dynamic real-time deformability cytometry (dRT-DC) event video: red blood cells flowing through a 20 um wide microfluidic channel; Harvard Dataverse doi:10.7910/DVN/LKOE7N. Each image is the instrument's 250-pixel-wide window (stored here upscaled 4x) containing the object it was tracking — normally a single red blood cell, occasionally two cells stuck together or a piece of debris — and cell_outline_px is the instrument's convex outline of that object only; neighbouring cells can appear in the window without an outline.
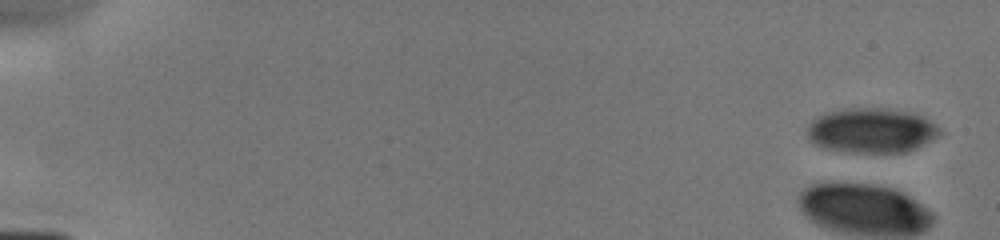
{"species": "human", "species_latin": "Homo sapiens", "temperature_condition": "cold", "stored_images_in_passage": 7, "camera_frame_rate_fps": 3000, "um_per_image_px": 0.085, "donor": {"sex": "male"}, "frame": {"image": 1, "passage_image": 1, "time_ms": 0.0, "image_size_px": [1000, 240], "cell_outline_px": [[944, 132], [932, 140], [916, 148], [904, 152], [852, 152], [828, 148], [816, 144], [808, 136], [808, 124], [816, 116], [828, 112], [844, 108], [880, 108], [912, 112], [924, 116], [936, 124]], "centroid_in_image_um": [74.13, 11.07], "position_along_channel_um": 10.9, "area_um2": 34.56}}